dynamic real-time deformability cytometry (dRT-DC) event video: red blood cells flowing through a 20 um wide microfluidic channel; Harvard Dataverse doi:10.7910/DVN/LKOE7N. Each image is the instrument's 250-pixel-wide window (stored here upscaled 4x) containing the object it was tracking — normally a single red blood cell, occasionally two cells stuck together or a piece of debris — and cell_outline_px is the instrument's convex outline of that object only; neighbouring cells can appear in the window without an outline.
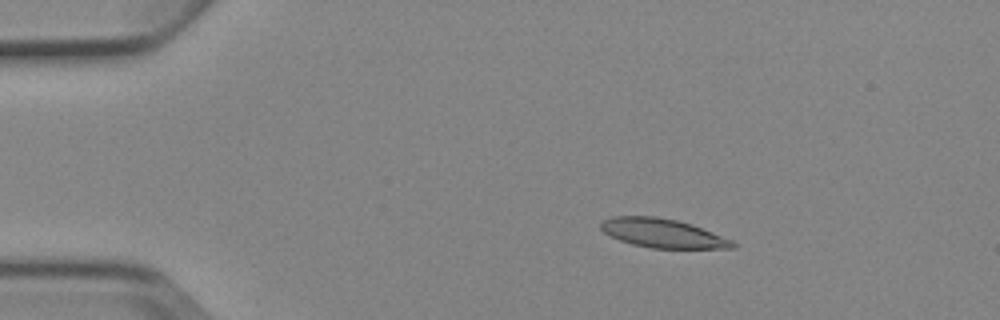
{"species": "Egyptian fruit bat (a non-hibernating species)", "species_latin": "Rousettus aegyptiacus", "temperature_condition": "cold", "stored_images_in_passage": 4, "camera_frame_rate_fps": 3000, "um_per_image_px": 0.085, "animal": {"sex": "female"}, "frame": {"image": 1, "passage_image": 2, "time_ms": 2.0, "image_size_px": [1000, 320], "cell_outline_px": [[736, 248], [652, 248], [632, 244], [620, 240], [604, 232], [600, 228], [600, 220], [612, 216], [656, 216], [676, 220], [692, 224], [732, 240], [736, 244]], "centroid_in_image_um": [56.3, 19.81], "position_along_channel_um": 28.7, "area_um2": 22.2}}